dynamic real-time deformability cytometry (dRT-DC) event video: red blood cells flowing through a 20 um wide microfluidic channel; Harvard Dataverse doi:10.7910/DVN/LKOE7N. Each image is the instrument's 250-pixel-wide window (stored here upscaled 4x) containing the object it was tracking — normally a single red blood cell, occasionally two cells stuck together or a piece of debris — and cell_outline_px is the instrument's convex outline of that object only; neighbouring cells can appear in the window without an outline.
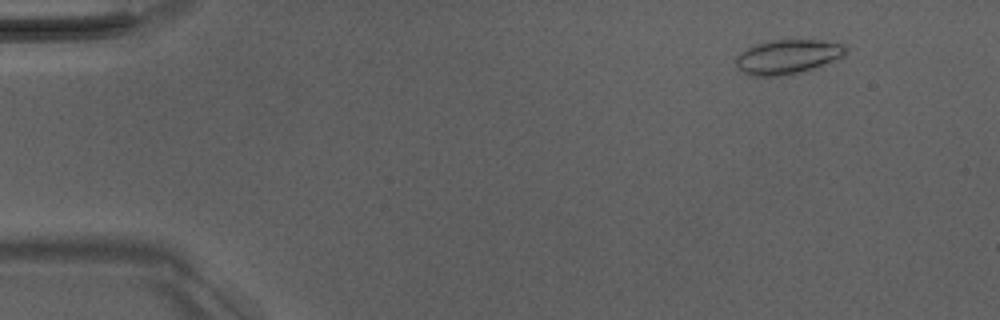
{"species": "Egyptian fruit bat (a non-hibernating species)", "species_latin": "Rousettus aegyptiacus", "temperature_condition": "room temperature", "stored_images_in_passage": 4, "camera_frame_rate_fps": 3000, "um_per_image_px": 0.085, "animal": {"sex": "male"}, "frame": {"image": 1, "passage_image": 2, "time_ms": 1.0, "image_size_px": [1000, 320], "cell_outline_px": [[848, 52], [844, 56], [820, 68], [784, 76], [752, 76], [736, 68], [736, 56], [740, 52], [756, 44], [772, 40], [816, 40], [844, 44], [848, 48]], "centroid_in_image_um": [67.0, 4.84], "position_along_channel_um": 18.0, "area_um2": 22.43}}